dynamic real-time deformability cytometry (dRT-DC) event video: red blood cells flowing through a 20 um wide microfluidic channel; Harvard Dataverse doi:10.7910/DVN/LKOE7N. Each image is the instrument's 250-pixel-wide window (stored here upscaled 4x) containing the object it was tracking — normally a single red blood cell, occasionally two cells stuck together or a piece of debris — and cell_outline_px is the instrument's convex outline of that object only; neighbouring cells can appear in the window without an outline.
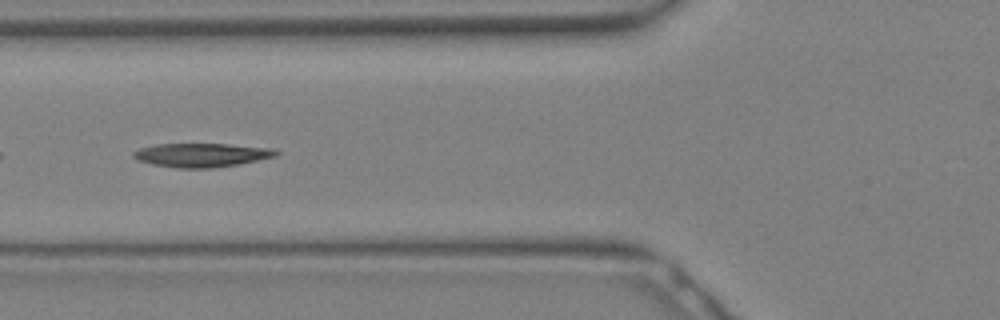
{"species": "Egyptian fruit bat (a non-hibernating species)", "species_latin": "Rousettus aegyptiacus", "temperature_condition": "warm", "stored_images_in_passage": 25, "camera_frame_rate_fps": 3000, "um_per_image_px": 0.085, "animal": {"sex": "female"}, "frame": {"image": 1, "passage_image": 5, "time_ms": 1.333, "image_size_px": [1000, 320], "cell_outline_px": [[280, 152], [276, 156], [240, 164], [212, 168], [176, 168], [152, 164], [140, 160], [132, 156], [132, 152], [140, 148], [156, 144], [228, 144], [268, 148]], "centroid_in_image_um": [17.12, 13.18], "position_along_channel_um": 108.7, "area_um2": 19.65}}
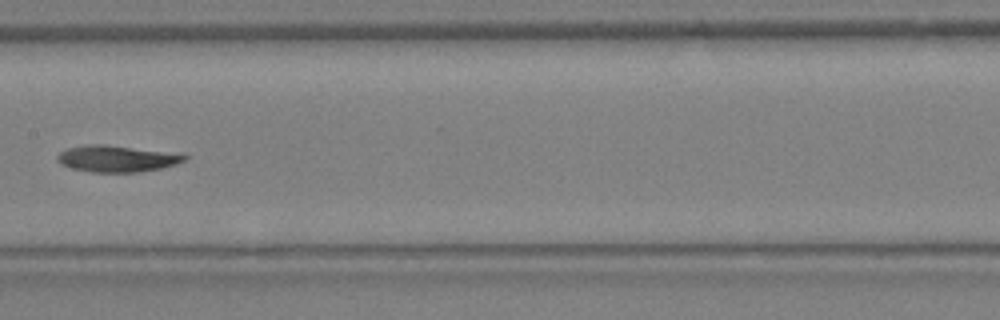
{"frame": {"image": 2, "passage_image": 9, "time_ms": 2.667, "image_size_px": [1000, 320], "cell_outline_px": [[188, 156], [184, 160], [176, 164], [160, 168], [136, 172], [92, 172], [72, 168], [60, 164], [56, 160], [56, 156], [60, 152], [68, 148], [88, 144], [104, 144], [184, 152]], "centroid_in_image_um": [9.99, 13.46], "position_along_channel_um": 197.4, "area_um2": 20.06}}
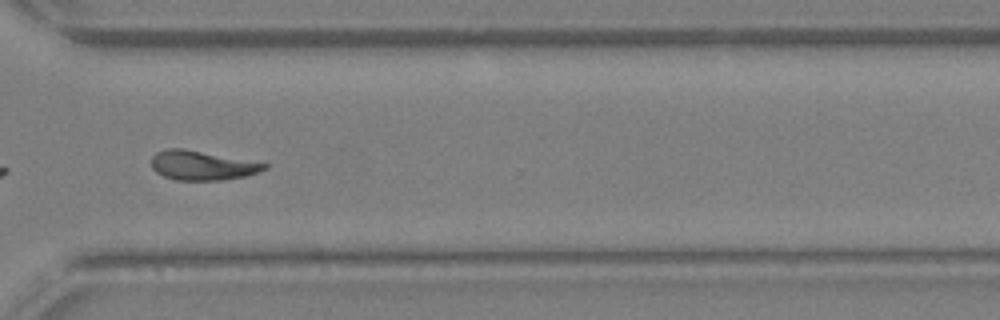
{"frame": {"image": 3, "passage_image": 16, "time_ms": 5.0, "image_size_px": [1000, 320], "cell_outline_px": [[268, 168], [244, 176], [220, 180], [176, 180], [164, 176], [156, 172], [152, 168], [152, 156], [156, 152], [168, 148], [184, 148], [268, 164]], "centroid_in_image_um": [17.13, 14.05], "position_along_channel_um": 353.5, "area_um2": 19.07}}